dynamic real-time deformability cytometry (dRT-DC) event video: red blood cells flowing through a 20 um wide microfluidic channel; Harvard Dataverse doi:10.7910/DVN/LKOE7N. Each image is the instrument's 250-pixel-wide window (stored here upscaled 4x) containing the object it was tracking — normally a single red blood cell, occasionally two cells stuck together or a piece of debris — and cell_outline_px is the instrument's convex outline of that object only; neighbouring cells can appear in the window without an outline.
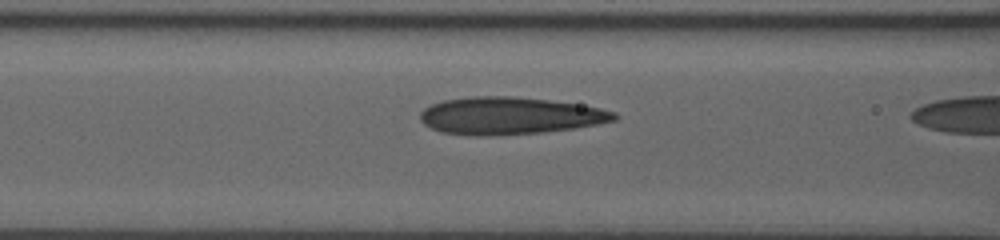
{"species": "human", "species_latin": "Homo sapiens", "temperature_condition": "room temperature", "stored_images_in_passage": 11, "camera_frame_rate_fps": 3000, "um_per_image_px": 0.085, "donor": {"sex": "male"}, "frame": {"image": 1, "passage_image": 10, "time_ms": 3.0, "image_size_px": [1000, 240], "cell_outline_px": [[620, 116], [616, 120], [596, 124], [572, 128], [544, 132], [480, 136], [440, 132], [424, 124], [420, 120], [420, 112], [424, 108], [432, 104], [444, 100], [472, 96], [512, 96], [548, 100], [580, 104], [600, 108], [616, 112]], "centroid_in_image_um": [43.33, 9.83], "position_along_channel_um": 123.3, "area_um2": 42.08}}